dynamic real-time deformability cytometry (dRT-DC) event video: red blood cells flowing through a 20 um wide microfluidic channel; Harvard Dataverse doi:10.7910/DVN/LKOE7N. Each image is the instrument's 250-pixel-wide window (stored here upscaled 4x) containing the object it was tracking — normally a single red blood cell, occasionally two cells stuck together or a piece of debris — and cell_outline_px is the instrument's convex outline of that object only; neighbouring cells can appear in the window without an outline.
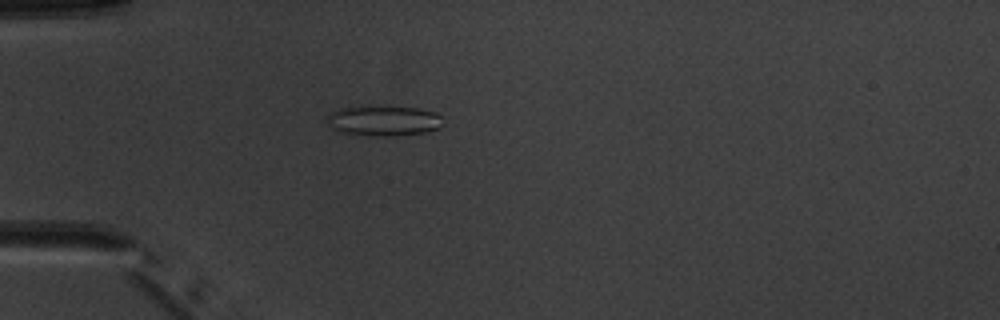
{"species": "common noctule bat (a hibernating species)", "species_latin": "Nyctalus noctula", "temperature_condition": "warm", "stored_images_in_passage": 3, "camera_frame_rate_fps": 3000, "um_per_image_px": 0.085, "animal": {"sex": "male", "body_mass_g": 20.1, "forearm_length_mm": 53.5}, "frame": {"image": 1, "passage_image": 2, "time_ms": 1.333, "image_size_px": [1000, 320], "cell_outline_px": [[440, 128], [424, 132], [396, 136], [384, 136], [336, 132], [332, 128], [328, 120], [328, 112], [340, 108], [416, 108], [436, 112], [440, 116]], "centroid_in_image_um": [32.6, 10.29], "position_along_channel_um": 52.4, "area_um2": 19.71}}